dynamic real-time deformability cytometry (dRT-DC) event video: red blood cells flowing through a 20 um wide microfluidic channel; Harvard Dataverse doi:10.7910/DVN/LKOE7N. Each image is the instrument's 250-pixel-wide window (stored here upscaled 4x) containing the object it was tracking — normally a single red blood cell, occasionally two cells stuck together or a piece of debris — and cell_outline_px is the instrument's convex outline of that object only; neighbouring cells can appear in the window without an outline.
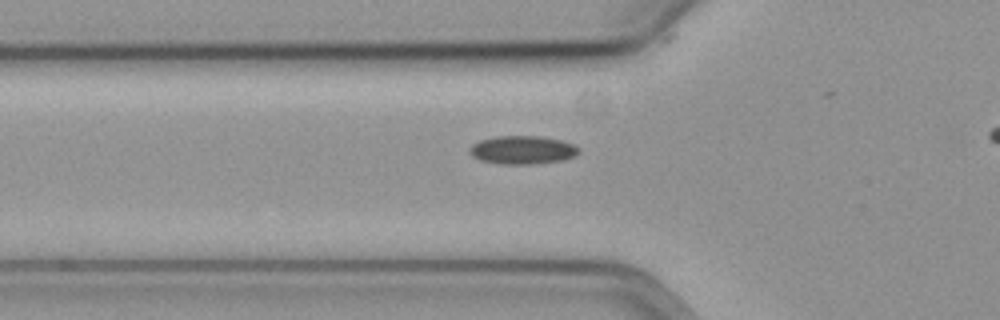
{"species": "common noctule bat (a hibernating species)", "species_latin": "Nyctalus noctula", "temperature_condition": "cold", "stored_images_in_passage": 27, "camera_frame_rate_fps": 3000, "um_per_image_px": 0.085, "animal": {"sex": "female", "body_mass_g": 19.3, "forearm_length_mm": 54.1}, "frame": {"image": 1, "passage_image": 2, "time_ms": 0.333, "image_size_px": [1000, 320], "cell_outline_px": [[580, 152], [576, 156], [564, 160], [536, 164], [504, 164], [480, 160], [472, 156], [468, 152], [472, 144], [480, 140], [496, 136], [540, 136], [560, 140], [576, 144], [580, 148]], "centroid_in_image_um": [44.46, 12.75], "position_along_channel_um": 81.3, "area_um2": 18.26}}
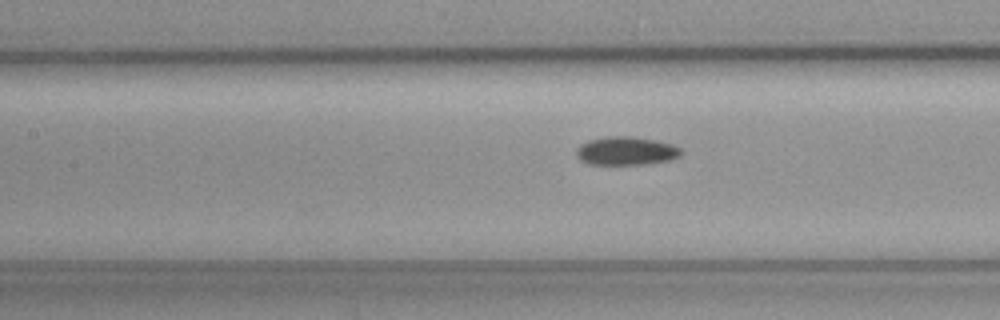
{"frame": {"image": 2, "passage_image": 8, "time_ms": 2.333, "image_size_px": [1000, 320], "cell_outline_px": [[684, 152], [680, 156], [668, 160], [644, 164], [588, 164], [580, 160], [576, 156], [576, 148], [580, 144], [588, 140], [608, 136], [632, 136], [656, 140], [672, 144], [680, 148]], "centroid_in_image_um": [53.2, 12.82], "position_along_channel_um": 154.2, "area_um2": 17.46}}
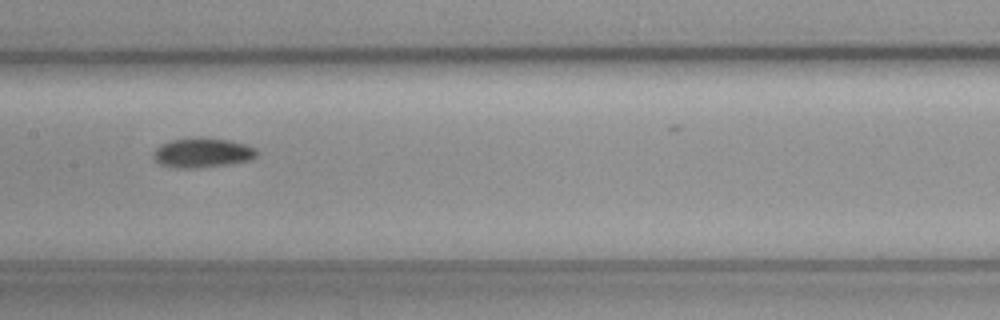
{"frame": {"image": 3, "passage_image": 11, "time_ms": 3.333, "image_size_px": [1000, 320], "cell_outline_px": [[256, 156], [248, 160], [224, 164], [192, 168], [176, 168], [160, 164], [152, 156], [152, 152], [160, 144], [172, 140], [196, 136], [232, 140], [244, 144], [252, 148], [256, 152]], "centroid_in_image_um": [17.12, 12.96], "position_along_channel_um": 190.3, "area_um2": 17.69}}